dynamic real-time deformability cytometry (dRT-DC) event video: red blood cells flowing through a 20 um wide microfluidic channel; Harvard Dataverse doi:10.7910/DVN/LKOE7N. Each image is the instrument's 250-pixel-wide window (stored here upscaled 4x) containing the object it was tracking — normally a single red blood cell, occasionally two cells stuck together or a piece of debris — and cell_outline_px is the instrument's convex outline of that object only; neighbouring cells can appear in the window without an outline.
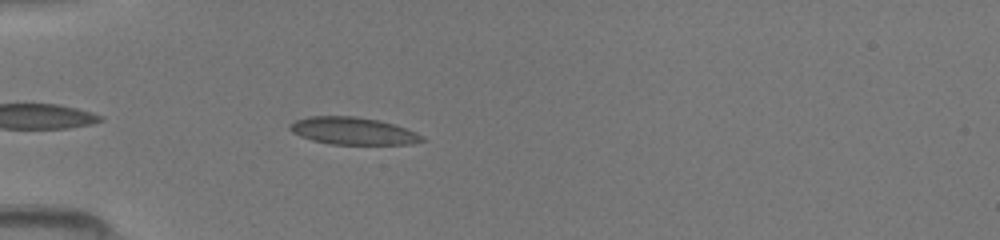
{"species": "common noctule bat (a hibernating species)", "species_latin": "Nyctalus noctula", "temperature_condition": "room temperature", "stored_images_in_passage": 35, "camera_frame_rate_fps": 3000, "um_per_image_px": 0.085, "animal": {"sex": "female", "body_mass_g": 19.5, "forearm_length_mm": 54.1}, "frame": {"image": 1, "passage_image": 4, "time_ms": 1.0, "image_size_px": [1000, 240], "cell_outline_px": [[428, 140], [412, 144], [332, 144], [312, 140], [300, 136], [292, 132], [288, 128], [288, 124], [296, 120], [308, 116], [352, 116], [376, 120], [392, 124], [416, 132], [424, 136]], "centroid_in_image_um": [29.99, 11.13], "position_along_channel_um": 55.0, "area_um2": 20.98}}
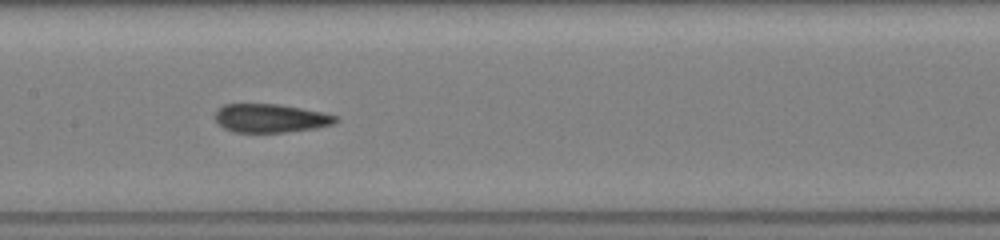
{"frame": {"image": 2, "passage_image": 14, "time_ms": 4.333, "image_size_px": [1000, 240], "cell_outline_px": [[340, 120], [336, 124], [316, 128], [284, 132], [232, 132], [224, 128], [216, 120], [216, 112], [224, 104], [276, 104], [324, 112], [336, 116]], "centroid_in_image_um": [23.05, 10.05], "position_along_channel_um": 184.4, "area_um2": 20.0}}
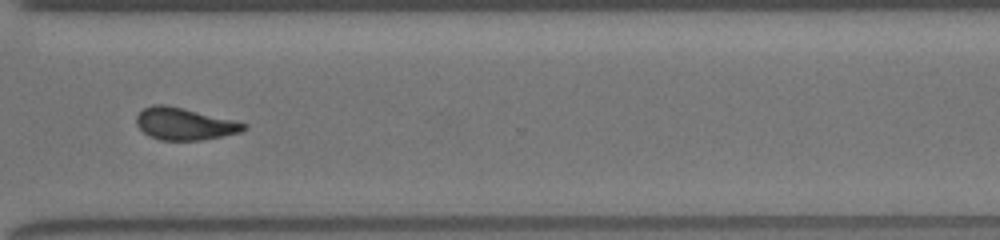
{"frame": {"image": 3, "passage_image": 26, "time_ms": 8.333, "image_size_px": [1000, 240], "cell_outline_px": [[248, 128], [240, 132], [200, 140], [160, 140], [148, 136], [136, 124], [136, 116], [144, 108], [152, 104], [164, 104], [232, 120], [248, 124]], "centroid_in_image_um": [15.64, 10.53], "position_along_channel_um": 355.0, "area_um2": 19.77}}